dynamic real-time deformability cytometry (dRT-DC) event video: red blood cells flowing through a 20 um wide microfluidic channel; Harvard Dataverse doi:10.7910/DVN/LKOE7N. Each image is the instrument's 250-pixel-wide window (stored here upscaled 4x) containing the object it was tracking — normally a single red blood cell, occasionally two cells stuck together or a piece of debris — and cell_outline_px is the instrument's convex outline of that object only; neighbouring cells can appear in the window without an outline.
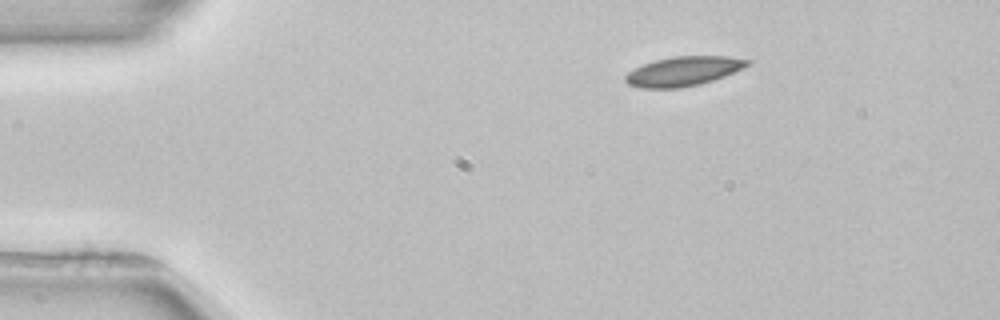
{"species": "common noctule bat (a hibernating species)", "species_latin": "Nyctalus noctula", "temperature_condition": "room temperature", "stored_images_in_passage": 3, "camera_frame_rate_fps": 3000, "um_per_image_px": 0.085, "animal": {"sex": "female", "body_mass_g": 22.7, "forearm_length_mm": 54.2}, "frame": {"image": 1, "passage_image": 1, "time_ms": 0.0, "image_size_px": [1000, 320], "cell_outline_px": [[752, 60], [744, 68], [724, 76], [700, 84], [680, 88], [640, 88], [628, 84], [624, 80], [624, 76], [628, 72], [644, 64], [656, 60], [672, 56], [728, 56]], "centroid_in_image_um": [58.09, 6.05], "position_along_channel_um": 26.9, "area_um2": 20.87}}
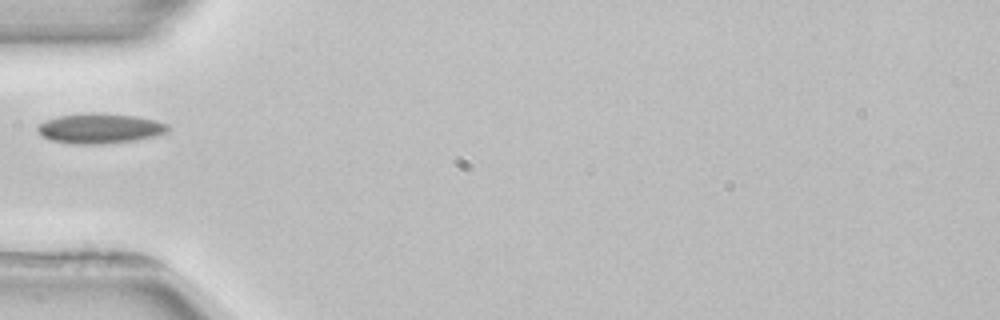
{"frame": {"image": 2, "passage_image": 3, "time_ms": 3.0, "image_size_px": [1000, 320], "cell_outline_px": [[168, 132], [136, 140], [100, 144], [76, 144], [52, 140], [44, 136], [36, 128], [40, 124], [48, 120], [60, 116], [136, 116], [156, 120], [168, 124]], "centroid_in_image_um": [8.55, 10.97], "position_along_channel_um": 76.4, "area_um2": 21.33}}